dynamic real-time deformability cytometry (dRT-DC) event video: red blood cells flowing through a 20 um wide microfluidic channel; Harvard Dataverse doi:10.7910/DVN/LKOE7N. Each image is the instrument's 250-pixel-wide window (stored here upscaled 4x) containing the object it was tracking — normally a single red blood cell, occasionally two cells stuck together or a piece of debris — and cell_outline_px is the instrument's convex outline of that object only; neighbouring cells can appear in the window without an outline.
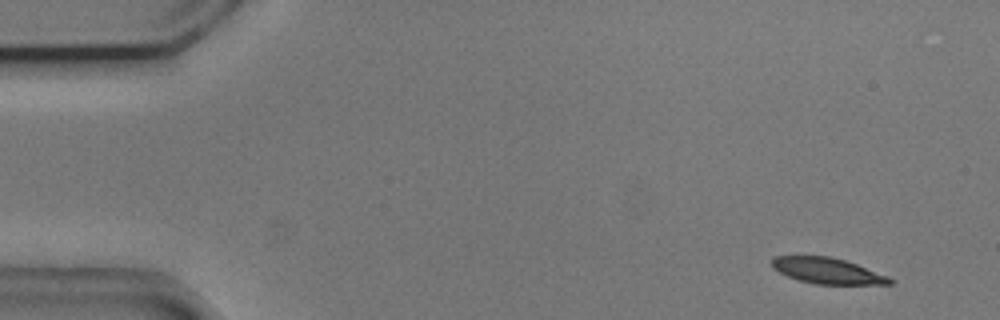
{"species": "common noctule bat (a hibernating species)", "species_latin": "Nyctalus noctula", "temperature_condition": "cold", "stored_images_in_passage": 13, "camera_frame_rate_fps": 3000, "um_per_image_px": 0.085, "animal": {"sex": "male", "body_mass_g": 20.5, "forearm_length_mm": 52.5}, "frame": {"image": 1, "passage_image": 1, "time_ms": 0.0, "image_size_px": [1000, 320], "cell_outline_px": [[896, 280], [892, 284], [812, 284], [788, 276], [772, 268], [772, 256], [828, 256], [844, 260], [856, 264], [888, 276]], "centroid_in_image_um": [70.34, 23.02], "position_along_channel_um": 14.7, "area_um2": 17.69}}
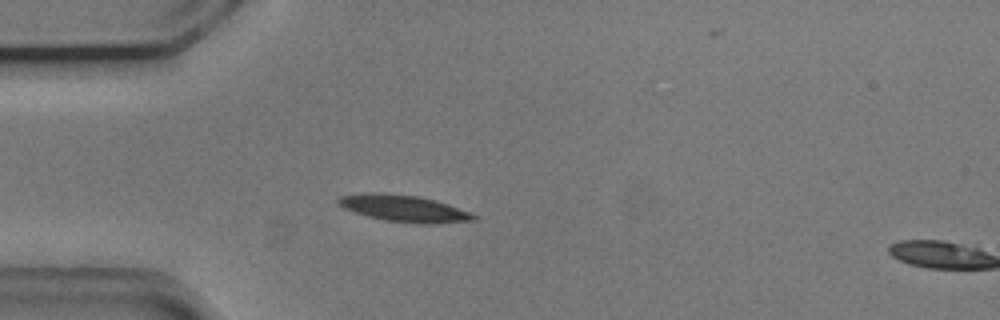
{"frame": {"image": 2, "passage_image": 12, "time_ms": 3.667, "image_size_px": [1000, 320], "cell_outline_px": [[476, 220], [436, 224], [420, 224], [384, 220], [368, 216], [344, 208], [336, 200], [340, 196], [368, 192], [380, 192], [416, 196], [436, 200], [472, 212], [476, 216]], "centroid_in_image_um": [34.38, 17.72], "position_along_channel_um": 50.6, "area_um2": 21.1}}